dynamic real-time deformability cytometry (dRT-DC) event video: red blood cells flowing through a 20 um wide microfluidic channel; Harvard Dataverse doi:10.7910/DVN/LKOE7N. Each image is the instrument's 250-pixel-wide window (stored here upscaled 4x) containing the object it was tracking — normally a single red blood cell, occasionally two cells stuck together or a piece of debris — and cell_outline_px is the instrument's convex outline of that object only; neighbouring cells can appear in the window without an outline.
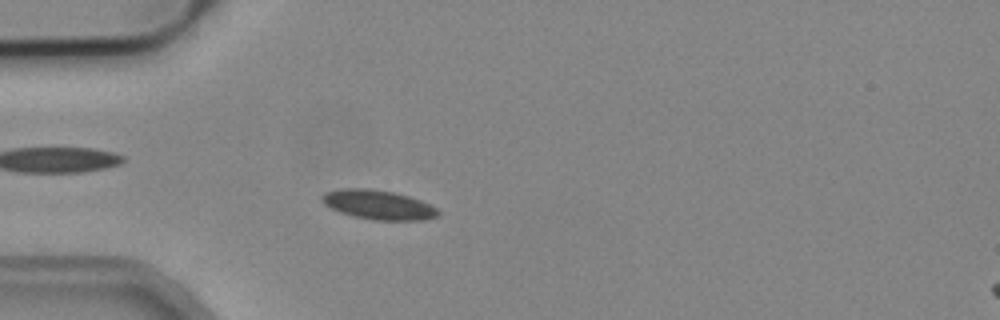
{"species": "common noctule bat (a hibernating species)", "species_latin": "Nyctalus noctula", "temperature_condition": "cold", "stored_images_in_passage": 6, "segment_of_instrument_passage": [1, 2], "camera_frame_rate_fps": 3000, "um_per_image_px": 0.085, "animal": {"sex": "male", "body_mass_g": 19.2, "forearm_length_mm": 51.8}, "frame": {"image": 1, "passage_image": 5, "time_ms": 1.333, "image_size_px": [1000, 320], "cell_outline_px": [[440, 216], [420, 220], [376, 220], [352, 216], [340, 212], [324, 204], [320, 200], [320, 196], [324, 192], [344, 188], [372, 188], [392, 192], [408, 196], [420, 200], [436, 208], [440, 212]], "centroid_in_image_um": [32.13, 17.4], "position_along_channel_um": 52.9, "area_um2": 19.88}}